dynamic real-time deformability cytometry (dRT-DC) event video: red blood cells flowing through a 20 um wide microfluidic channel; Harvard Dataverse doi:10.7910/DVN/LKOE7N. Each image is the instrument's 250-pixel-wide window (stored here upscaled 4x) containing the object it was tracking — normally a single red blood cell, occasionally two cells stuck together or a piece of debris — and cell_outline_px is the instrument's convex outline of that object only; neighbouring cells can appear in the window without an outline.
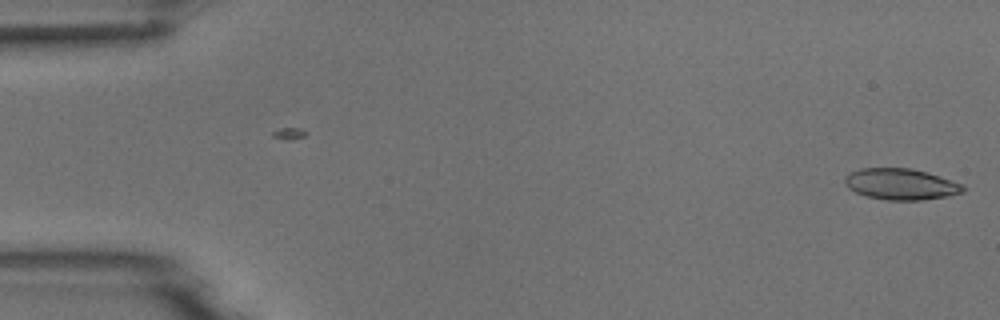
{"species": "common noctule bat (a hibernating species)", "species_latin": "Nyctalus noctula", "temperature_condition": "room temperature", "stored_images_in_passage": 2, "camera_frame_rate_fps": 3000, "um_per_image_px": 0.085, "animal": {"sex": "male", "body_mass_g": 18.8}, "frame": {"image": 1, "passage_image": 2, "time_ms": 1.333, "image_size_px": [1000, 320], "cell_outline_px": [[964, 192], [948, 196], [920, 200], [888, 200], [868, 196], [856, 192], [848, 188], [844, 184], [844, 176], [848, 172], [860, 168], [908, 168], [928, 172], [960, 184], [964, 188]], "centroid_in_image_um": [76.51, 15.64], "position_along_channel_um": 8.5, "area_um2": 21.39}}